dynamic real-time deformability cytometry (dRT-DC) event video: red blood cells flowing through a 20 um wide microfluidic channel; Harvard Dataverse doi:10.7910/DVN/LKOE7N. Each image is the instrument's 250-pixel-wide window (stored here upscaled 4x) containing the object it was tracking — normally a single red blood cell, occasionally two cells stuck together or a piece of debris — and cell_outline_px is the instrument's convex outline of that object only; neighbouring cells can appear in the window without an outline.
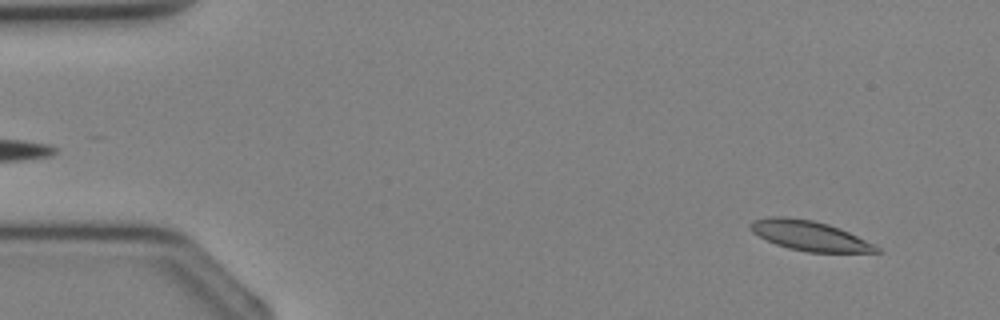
{"species": "Egyptian fruit bat (a non-hibernating species)", "species_latin": "Rousettus aegyptiacus", "temperature_condition": "cold", "stored_images_in_passage": 35, "camera_frame_rate_fps": 3000, "um_per_image_px": 0.085, "animal": {"sex": "female"}, "frame": {"image": 1, "passage_image": 2, "time_ms": 0.333, "image_size_px": [1000, 320], "cell_outline_px": [[884, 252], [808, 252], [788, 248], [776, 244], [752, 232], [748, 228], [748, 224], [752, 220], [768, 216], [784, 216], [812, 220], [828, 224], [840, 228], [876, 244]], "centroid_in_image_um": [68.81, 20.02], "position_along_channel_um": 16.2, "area_um2": 22.08}}
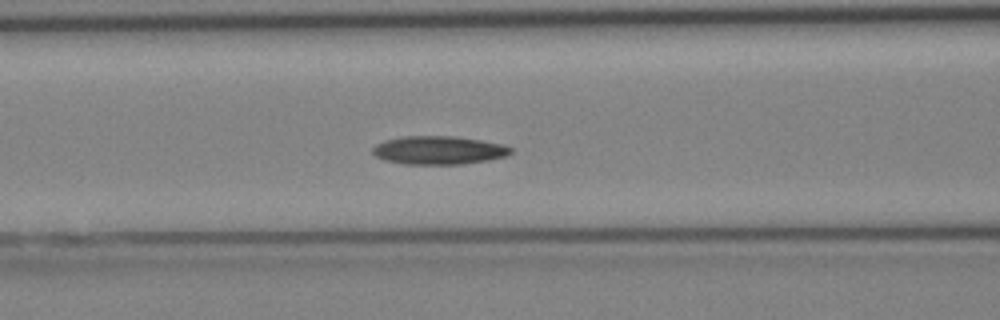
{"frame": {"image": 2, "passage_image": 14, "time_ms": 4.333, "image_size_px": [1000, 320], "cell_outline_px": [[512, 152], [508, 156], [488, 160], [460, 164], [404, 164], [384, 160], [376, 156], [372, 152], [372, 148], [376, 144], [384, 140], [404, 136], [452, 136], [480, 140], [504, 144], [512, 148]], "centroid_in_image_um": [37.29, 12.77], "position_along_channel_um": 129.3, "area_um2": 22.89}}
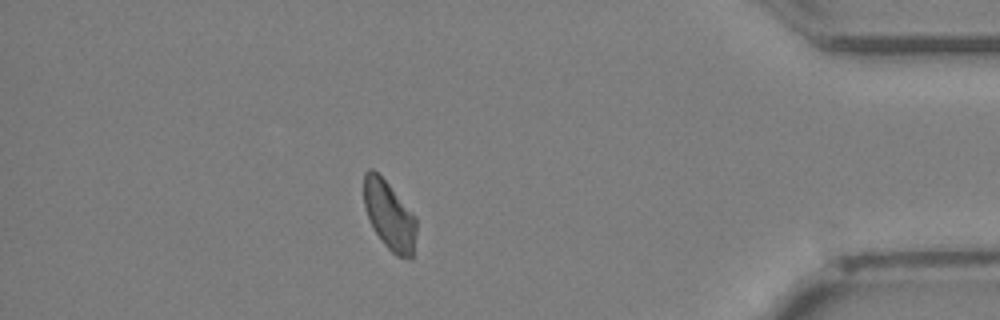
{"frame": {"image": 3, "passage_image": 31, "time_ms": 10.0, "image_size_px": [1000, 320], "cell_outline_px": [[416, 232], [412, 260], [396, 256], [384, 244], [376, 232], [368, 216], [364, 204], [364, 172], [368, 168], [372, 168], [388, 184], [416, 216]], "centroid_in_image_um": [33.11, 18.33], "position_along_channel_um": 402.1, "area_um2": 20.81}}